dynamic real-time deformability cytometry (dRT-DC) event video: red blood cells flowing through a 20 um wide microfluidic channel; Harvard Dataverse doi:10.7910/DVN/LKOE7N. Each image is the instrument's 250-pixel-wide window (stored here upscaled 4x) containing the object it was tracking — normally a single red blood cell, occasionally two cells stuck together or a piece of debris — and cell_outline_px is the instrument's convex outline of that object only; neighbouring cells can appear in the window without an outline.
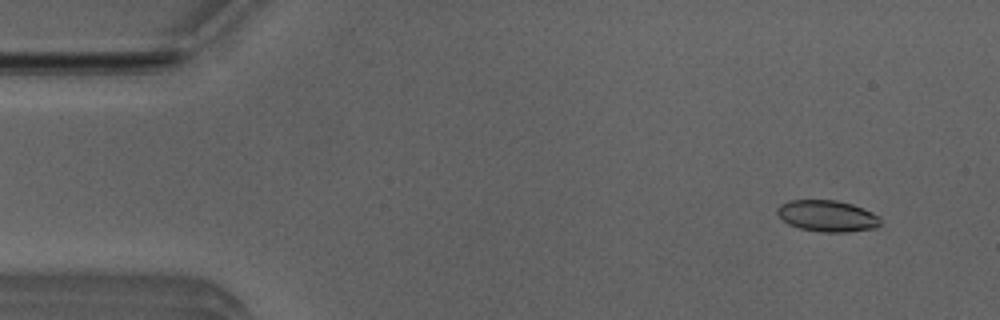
{"species": "Egyptian fruit bat (a non-hibernating species)", "species_latin": "Rousettus aegyptiacus", "temperature_condition": "room temperature", "stored_images_in_passage": 6, "camera_frame_rate_fps": 3000, "um_per_image_px": 0.085, "animal": {"sex": "male"}, "frame": {"image": 1, "passage_image": 2, "time_ms": 0.333, "image_size_px": [1000, 320], "cell_outline_px": [[880, 224], [876, 228], [848, 232], [824, 232], [800, 228], [788, 224], [776, 212], [776, 208], [780, 204], [788, 200], [836, 200], [852, 204], [872, 212], [880, 216]], "centroid_in_image_um": [70.32, 18.35], "position_along_channel_um": 14.7, "area_um2": 18.9}}